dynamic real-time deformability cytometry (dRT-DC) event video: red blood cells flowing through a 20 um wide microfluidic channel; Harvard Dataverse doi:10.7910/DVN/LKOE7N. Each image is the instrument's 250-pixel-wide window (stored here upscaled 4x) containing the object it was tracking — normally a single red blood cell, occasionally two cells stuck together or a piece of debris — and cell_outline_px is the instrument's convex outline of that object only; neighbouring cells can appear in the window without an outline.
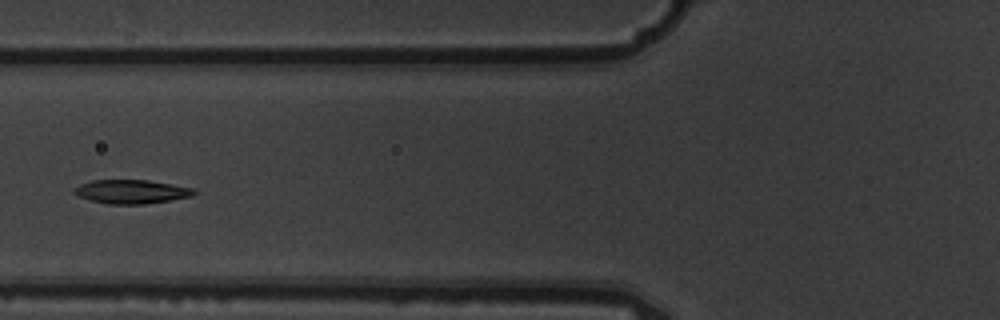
{"species": "common noctule bat (a hibernating species)", "species_latin": "Nyctalus noctula", "temperature_condition": "warm", "stored_images_in_passage": 15, "camera_frame_rate_fps": 3000, "um_per_image_px": 0.085, "animal": {"sex": "male", "body_mass_g": 19.5, "forearm_length_mm": 54.6}, "frame": {"image": 1, "passage_image": 5, "time_ms": 1.333, "image_size_px": [1000, 320], "cell_outline_px": [[200, 192], [192, 196], [144, 204], [108, 204], [76, 196], [72, 192], [72, 188], [80, 184], [92, 180], [148, 180], [196, 188]], "centroid_in_image_um": [11.18, 16.28], "position_along_channel_um": 114.6, "area_um2": 16.82}}
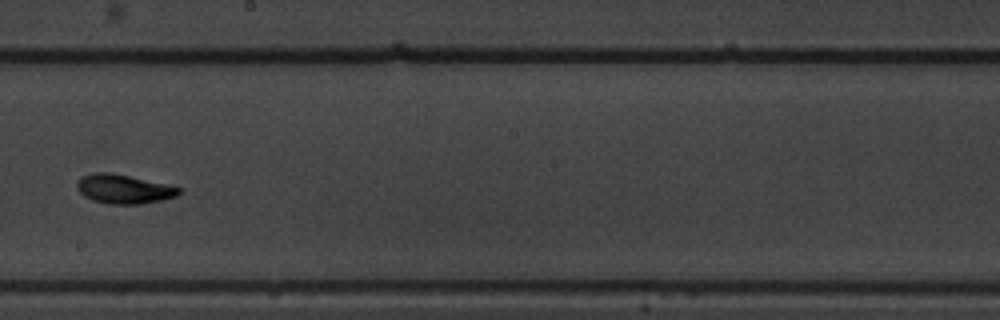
{"frame": {"image": 2, "passage_image": 8, "time_ms": 2.333, "image_size_px": [1000, 320], "cell_outline_px": [[180, 192], [176, 196], [160, 200], [140, 204], [108, 204], [92, 200], [84, 196], [76, 188], [76, 180], [80, 176], [92, 172], [108, 172], [128, 176], [180, 188]], "centroid_in_image_um": [10.41, 16.07], "position_along_channel_um": 237.8, "area_um2": 17.11}}
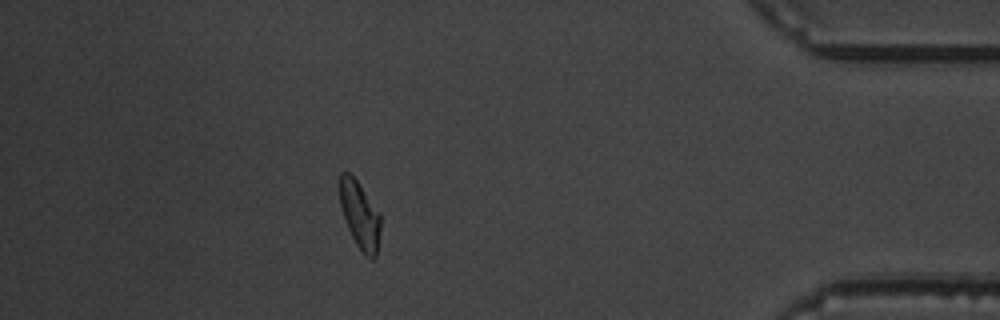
{"frame": {"image": 3, "passage_image": 13, "time_ms": 4.0, "image_size_px": [1000, 320], "cell_outline_px": [[380, 228], [376, 256], [372, 260], [364, 256], [356, 244], [348, 228], [340, 204], [340, 172], [348, 172], [356, 180], [380, 212]], "centroid_in_image_um": [30.6, 18.31], "position_along_channel_um": 404.6, "area_um2": 15.84}}